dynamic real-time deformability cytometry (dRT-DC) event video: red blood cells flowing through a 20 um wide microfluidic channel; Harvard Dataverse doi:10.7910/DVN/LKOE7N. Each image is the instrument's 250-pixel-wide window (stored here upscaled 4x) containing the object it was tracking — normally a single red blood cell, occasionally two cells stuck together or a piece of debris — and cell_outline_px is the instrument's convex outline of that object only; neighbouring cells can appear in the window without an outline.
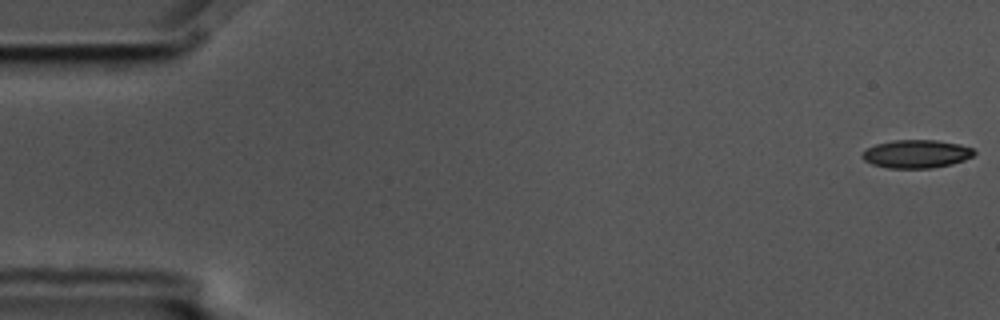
{"species": "common noctule bat (a hibernating species)", "species_latin": "Nyctalus noctula", "temperature_condition": "cold", "stored_images_in_passage": 11, "camera_frame_rate_fps": 3000, "um_per_image_px": 0.085, "animal": {"sex": "male", "body_mass_g": 17.5, "forearm_length_mm": 52.3}, "frame": {"image": 1, "passage_image": 1, "time_ms": 0.0, "image_size_px": [1000, 320], "cell_outline_px": [[976, 152], [972, 156], [964, 160], [952, 164], [932, 168], [888, 168], [872, 164], [864, 160], [860, 156], [868, 148], [876, 144], [892, 140], [936, 140], [960, 144], [972, 148]], "centroid_in_image_um": [77.9, 13.08], "position_along_channel_um": 7.1, "area_um2": 18.38}}
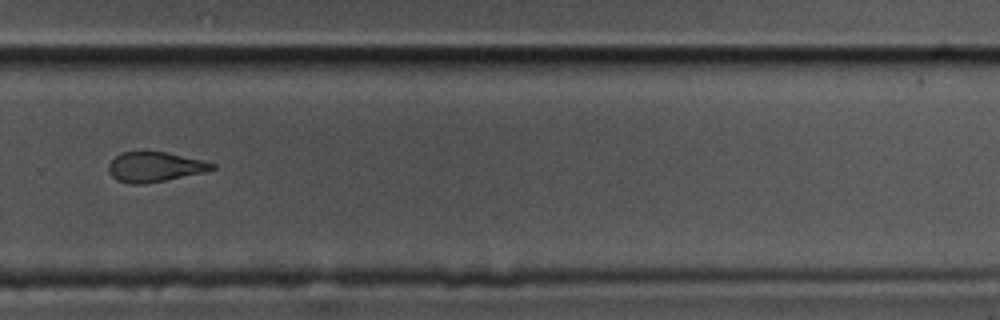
{"frame": {"image": 2, "passage_image": 11, "time_ms": 3.333, "image_size_px": [1000, 320], "cell_outline_px": [[216, 168], [204, 172], [144, 184], [132, 184], [116, 180], [108, 172], [108, 164], [116, 156], [124, 152], [164, 152], [204, 160], [216, 164]], "centroid_in_image_um": [13.15, 14.19], "position_along_channel_um": 316.6, "area_um2": 17.86}}